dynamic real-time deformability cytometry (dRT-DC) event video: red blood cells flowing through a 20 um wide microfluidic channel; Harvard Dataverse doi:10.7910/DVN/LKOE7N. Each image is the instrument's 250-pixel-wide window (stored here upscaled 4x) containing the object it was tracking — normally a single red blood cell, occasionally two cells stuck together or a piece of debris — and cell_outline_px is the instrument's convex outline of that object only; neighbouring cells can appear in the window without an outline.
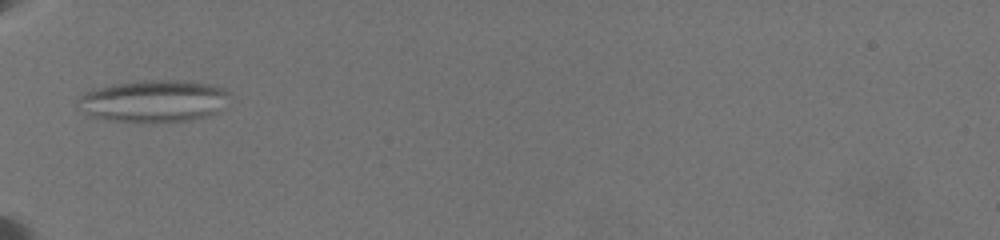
{"species": "common noctule bat (a hibernating species)", "species_latin": "Nyctalus noctula", "temperature_condition": "warm", "stored_images_in_passage": 22, "camera_frame_rate_fps": 3000, "um_per_image_px": 0.085, "animal": {"sex": "female", "body_mass_g": 19.5, "forearm_length_mm": 54.1}, "frame": {"image": 1, "passage_image": 1, "time_ms": 0.0, "image_size_px": [1000, 240], "cell_outline_px": [[228, 96], [216, 112], [192, 120], [108, 120], [92, 116], [76, 104], [76, 100], [80, 96], [88, 92], [100, 88], [116, 84], [144, 80], [188, 80], [212, 84], [224, 88], [228, 92]], "centroid_in_image_um": [13.08, 8.55], "position_along_channel_um": 71.9, "area_um2": 36.01}}
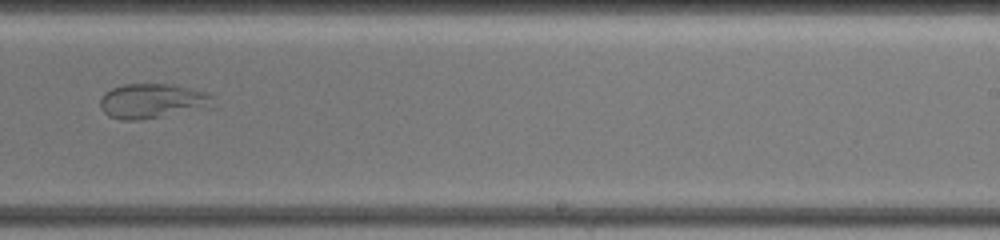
{"frame": {"image": 2, "passage_image": 10, "time_ms": 6.0, "image_size_px": [1000, 240], "cell_outline_px": [[212, 96], [200, 104], [160, 116], [140, 120], [120, 120], [108, 116], [100, 108], [100, 100], [104, 92], [120, 84], [176, 84], [208, 92]], "centroid_in_image_um": [12.67, 8.53], "position_along_channel_um": 276.3, "area_um2": 21.56}}
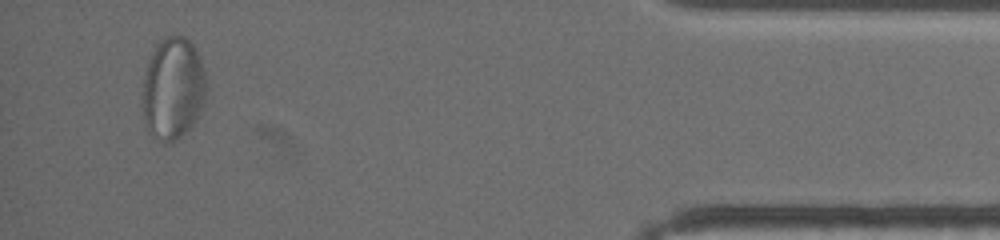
{"frame": {"image": 3, "passage_image": 20, "time_ms": 11.667, "image_size_px": [1000, 240], "cell_outline_px": [[204, 100], [196, 120], [176, 140], [160, 140], [152, 136], [148, 132], [140, 104], [144, 76], [152, 52], [156, 44], [160, 40], [168, 36], [184, 36], [192, 44], [200, 56], [204, 68]], "centroid_in_image_um": [14.66, 7.51], "position_along_channel_um": 420.5, "area_um2": 37.74}}